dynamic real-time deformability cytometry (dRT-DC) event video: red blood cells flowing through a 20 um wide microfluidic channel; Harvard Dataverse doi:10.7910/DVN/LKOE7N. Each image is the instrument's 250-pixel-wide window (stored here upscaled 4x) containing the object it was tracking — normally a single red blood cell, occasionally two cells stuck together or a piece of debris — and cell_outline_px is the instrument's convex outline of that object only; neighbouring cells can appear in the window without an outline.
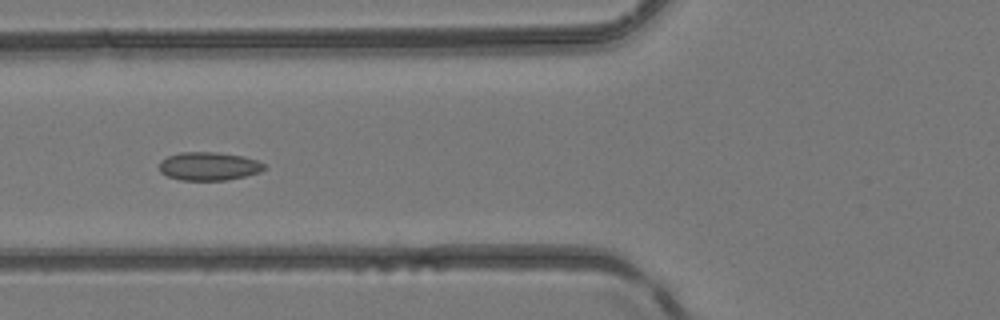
{"species": "common noctule bat (a hibernating species)", "species_latin": "Nyctalus noctula", "temperature_condition": "room temperature", "stored_images_in_passage": 4, "camera_frame_rate_fps": 3000, "um_per_image_px": 0.085, "animal": {"sex": "female", "body_mass_g": 24.6, "forearm_length_mm": 56.2}, "frame": {"image": 1, "passage_image": 4, "time_ms": 4.333, "image_size_px": [1000, 320], "cell_outline_px": [[268, 168], [260, 172], [228, 180], [180, 180], [168, 176], [160, 172], [160, 160], [168, 156], [180, 152], [216, 152], [244, 156], [256, 160], [264, 164]], "centroid_in_image_um": [17.76, 14.13], "position_along_channel_um": 108.0, "area_um2": 17.4}}